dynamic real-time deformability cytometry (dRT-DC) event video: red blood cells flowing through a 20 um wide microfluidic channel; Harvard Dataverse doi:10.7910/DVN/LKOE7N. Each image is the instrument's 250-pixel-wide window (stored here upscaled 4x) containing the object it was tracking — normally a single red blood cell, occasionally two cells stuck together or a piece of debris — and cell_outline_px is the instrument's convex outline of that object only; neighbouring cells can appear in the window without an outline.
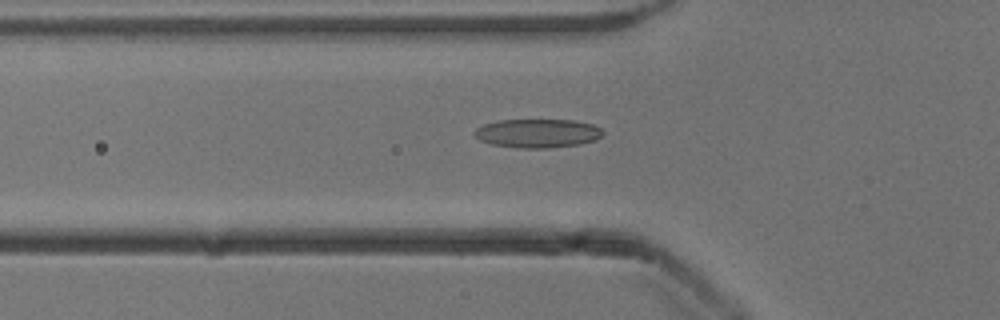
{"species": "common noctule bat (a hibernating species)", "species_latin": "Nyctalus noctula", "temperature_condition": "cold", "stored_images_in_passage": 50, "camera_frame_rate_fps": 3000, "um_per_image_px": 0.085, "animal": {"sex": "male", "body_mass_g": 13.3}, "frame": {"image": 1, "passage_image": 18, "time_ms": 5.667, "image_size_px": [1000, 320], "cell_outline_px": [[604, 132], [596, 140], [580, 144], [548, 148], [516, 148], [492, 144], [480, 140], [472, 132], [476, 128], [484, 124], [496, 120], [572, 120], [592, 124], [600, 128]], "centroid_in_image_um": [45.67, 11.33], "position_along_channel_um": 80.1, "area_um2": 21.56}}
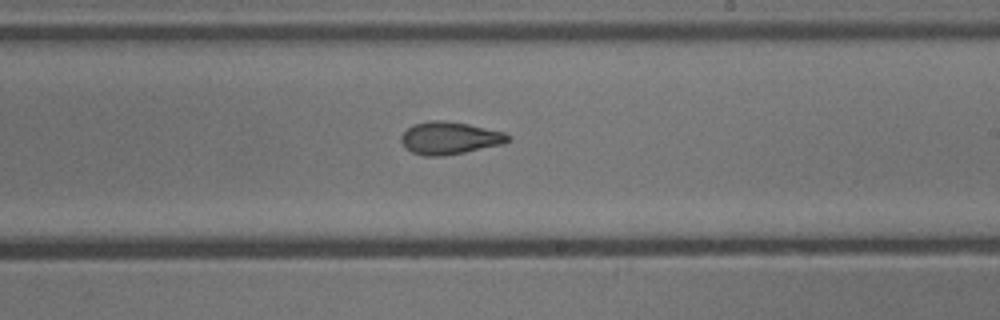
{"frame": {"image": 2, "passage_image": 31, "time_ms": 10.0, "image_size_px": [1000, 320], "cell_outline_px": [[508, 140], [500, 144], [464, 152], [440, 156], [424, 156], [412, 152], [400, 140], [400, 136], [412, 124], [428, 120], [444, 120], [468, 124], [504, 132], [508, 136]], "centroid_in_image_um": [38.16, 11.72], "position_along_channel_um": 250.8, "area_um2": 19.88}}
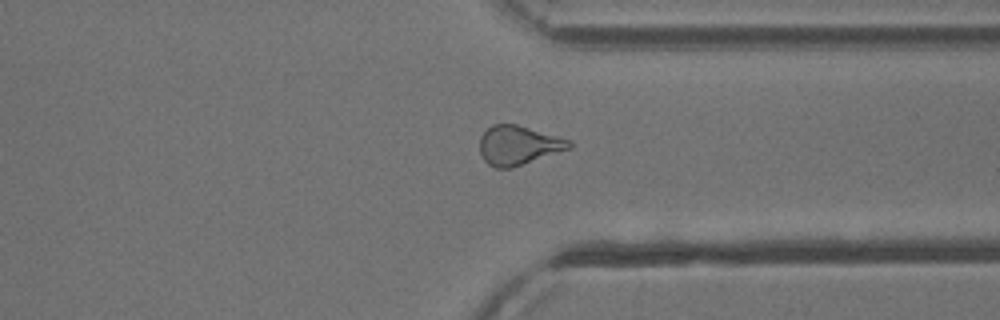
{"frame": {"image": 3, "passage_image": 40, "time_ms": 13.0, "image_size_px": [1000, 320], "cell_outline_px": [[572, 148], [512, 168], [496, 168], [488, 164], [484, 160], [480, 152], [480, 136], [492, 124], [516, 124], [572, 140]], "centroid_in_image_um": [44.08, 12.35], "position_along_channel_um": 367.3, "area_um2": 20.52}, "authors_computed_cell_mechanics": {"area_um2": 20.5479, "velocity_mm_per_s": 3.9169, "shape_relaxation_time_tau1_ms": 8.1748, "shape_relaxation_time_tau2_ms": 2.5264, "deformation_change_tau1": 0.1959, "deformation_change_tau2": 0.0918}}